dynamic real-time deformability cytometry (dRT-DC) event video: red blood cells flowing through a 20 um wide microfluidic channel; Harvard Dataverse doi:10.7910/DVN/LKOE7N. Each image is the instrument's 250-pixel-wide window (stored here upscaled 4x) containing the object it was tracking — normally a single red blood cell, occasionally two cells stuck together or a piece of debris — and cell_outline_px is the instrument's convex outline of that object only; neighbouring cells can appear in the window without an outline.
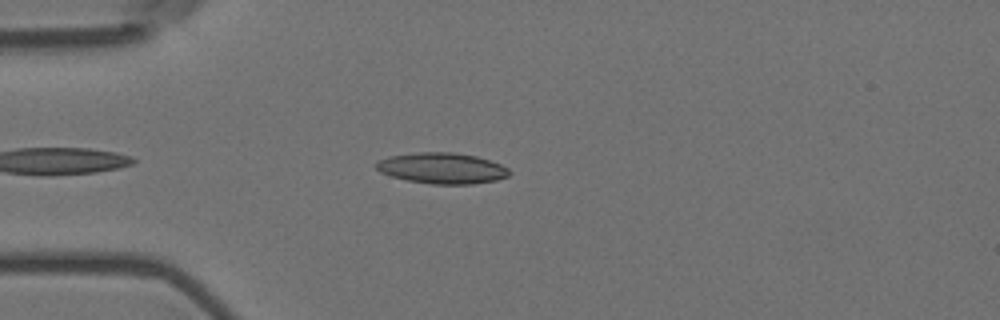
{"species": "Egyptian fruit bat (a non-hibernating species)", "species_latin": "Rousettus aegyptiacus", "temperature_condition": "room temperature", "stored_images_in_passage": 4, "camera_frame_rate_fps": 3000, "um_per_image_px": 0.085, "animal": {"sex": "female"}, "frame": {"image": 1, "passage_image": 4, "time_ms": 1.0, "image_size_px": [1000, 320], "cell_outline_px": [[512, 172], [508, 176], [496, 180], [472, 184], [432, 184], [408, 180], [392, 176], [380, 172], [376, 168], [376, 160], [388, 156], [420, 152], [452, 152], [476, 156], [500, 164], [508, 168]], "centroid_in_image_um": [37.57, 14.29], "position_along_channel_um": 47.4, "area_um2": 23.93}}